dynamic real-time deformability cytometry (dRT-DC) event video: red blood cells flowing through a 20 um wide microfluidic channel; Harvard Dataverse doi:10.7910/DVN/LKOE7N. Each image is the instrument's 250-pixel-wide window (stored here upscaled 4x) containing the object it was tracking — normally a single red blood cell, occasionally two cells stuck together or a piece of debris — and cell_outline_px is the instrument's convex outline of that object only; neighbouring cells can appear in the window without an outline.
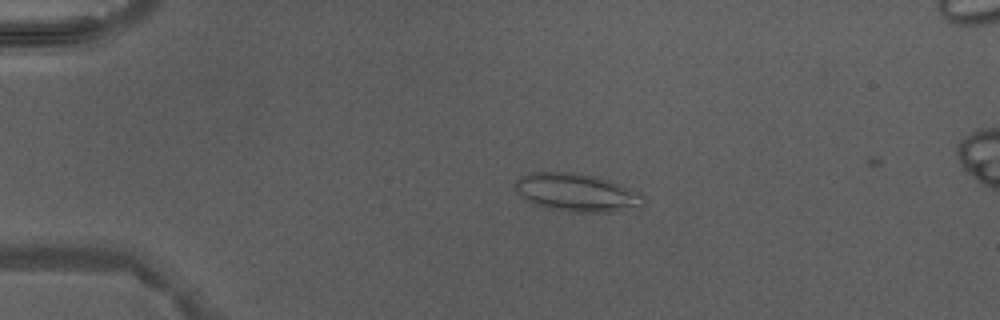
{"species": "Egyptian fruit bat (a non-hibernating species)", "species_latin": "Rousettus aegyptiacus", "temperature_condition": "warm", "stored_images_in_passage": 4, "camera_frame_rate_fps": 3000, "um_per_image_px": 0.085, "animal": {"sex": "male"}, "frame": {"image": 1, "passage_image": 2, "time_ms": 1.333, "image_size_px": [1000, 320], "cell_outline_px": [[644, 204], [640, 208], [608, 212], [572, 212], [544, 208], [532, 204], [524, 200], [516, 192], [516, 180], [520, 176], [532, 172], [572, 172], [596, 176], [620, 184], [640, 192], [644, 196]], "centroid_in_image_um": [49.02, 16.38], "position_along_channel_um": 36.0, "area_um2": 28.9}}